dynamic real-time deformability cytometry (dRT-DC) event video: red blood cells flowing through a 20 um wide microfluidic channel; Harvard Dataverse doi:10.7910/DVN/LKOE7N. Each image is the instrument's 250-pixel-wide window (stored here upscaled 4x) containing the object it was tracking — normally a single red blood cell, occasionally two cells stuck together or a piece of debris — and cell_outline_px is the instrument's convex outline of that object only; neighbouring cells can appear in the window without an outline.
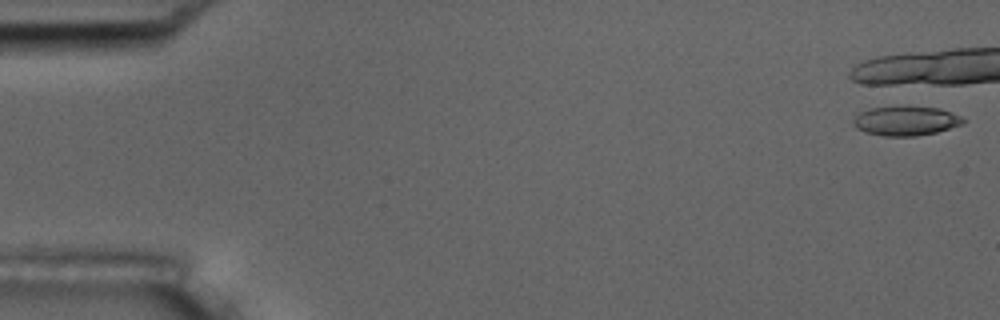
{"species": "common noctule bat (a hibernating species)", "species_latin": "Nyctalus noctula", "temperature_condition": "room temperature", "stored_images_in_passage": 1, "camera_frame_rate_fps": 3000, "um_per_image_px": 0.085, "animal": {"sex": "male", "body_mass_g": 17.5, "forearm_length_mm": 52.3}, "frame": {"image": 1, "passage_image": 1, "time_ms": 0.0, "image_size_px": [1000, 320], "cell_outline_px": [[968, 120], [964, 124], [936, 132], [916, 136], [884, 136], [864, 132], [856, 128], [852, 124], [852, 120], [860, 112], [872, 108], [900, 104], [940, 108], [960, 116]], "centroid_in_image_um": [77.0, 10.24], "position_along_channel_um": 8.0, "area_um2": 19.42}}